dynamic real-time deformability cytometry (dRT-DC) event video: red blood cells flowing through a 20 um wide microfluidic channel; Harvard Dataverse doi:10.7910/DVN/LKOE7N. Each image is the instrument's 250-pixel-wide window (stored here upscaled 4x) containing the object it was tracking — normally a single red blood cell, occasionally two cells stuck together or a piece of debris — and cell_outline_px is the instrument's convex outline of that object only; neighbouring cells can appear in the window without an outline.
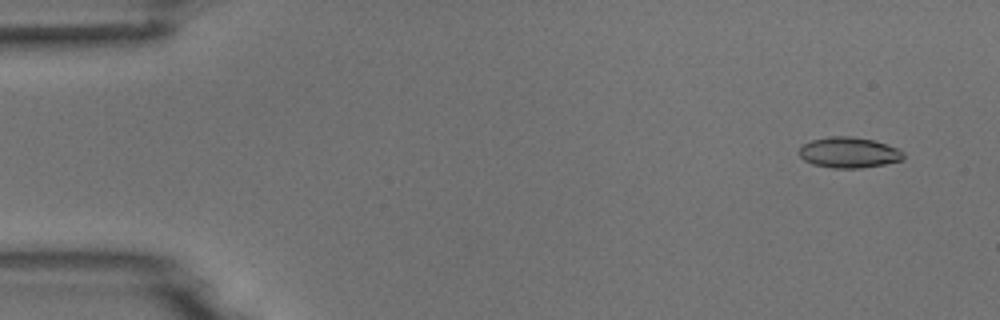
{"species": "common noctule bat (a hibernating species)", "species_latin": "Nyctalus noctula", "temperature_condition": "room temperature", "stored_images_in_passage": 10, "camera_frame_rate_fps": 3000, "um_per_image_px": 0.085, "animal": {"sex": "male", "body_mass_g": 18.8}, "frame": {"image": 1, "passage_image": 2, "time_ms": 0.333, "image_size_px": [1000, 320], "cell_outline_px": [[904, 160], [884, 164], [860, 168], [832, 168], [812, 164], [804, 160], [800, 156], [800, 148], [804, 144], [812, 140], [832, 136], [852, 136], [872, 140], [896, 148], [904, 152]], "centroid_in_image_um": [72.16, 12.97], "position_along_channel_um": 12.8, "area_um2": 18.5}}